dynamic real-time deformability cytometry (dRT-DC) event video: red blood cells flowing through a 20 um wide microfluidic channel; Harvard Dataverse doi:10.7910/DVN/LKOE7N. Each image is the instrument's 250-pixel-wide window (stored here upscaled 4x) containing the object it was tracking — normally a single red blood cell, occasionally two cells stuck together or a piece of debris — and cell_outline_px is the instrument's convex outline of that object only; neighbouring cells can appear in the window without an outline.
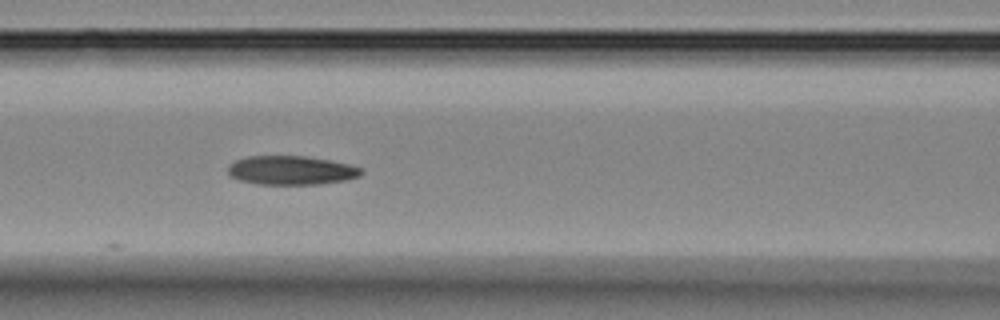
{"species": "Egyptian fruit bat (a non-hibernating species)", "species_latin": "Rousettus aegyptiacus", "temperature_condition": "room temperature", "stored_images_in_passage": 8, "segment_of_instrument_passage": [1, 2], "camera_frame_rate_fps": 3000, "um_per_image_px": 0.085, "animal": {"sex": "female"}, "frame": {"image": 1, "passage_image": 6, "time_ms": 6.333, "image_size_px": [1000, 320], "cell_outline_px": [[364, 172], [360, 176], [344, 180], [320, 184], [256, 184], [240, 180], [232, 176], [228, 172], [228, 164], [236, 160], [248, 156], [304, 156], [328, 160], [348, 164], [364, 168]], "centroid_in_image_um": [24.76, 14.47], "position_along_channel_um": 141.8, "area_um2": 22.43}}
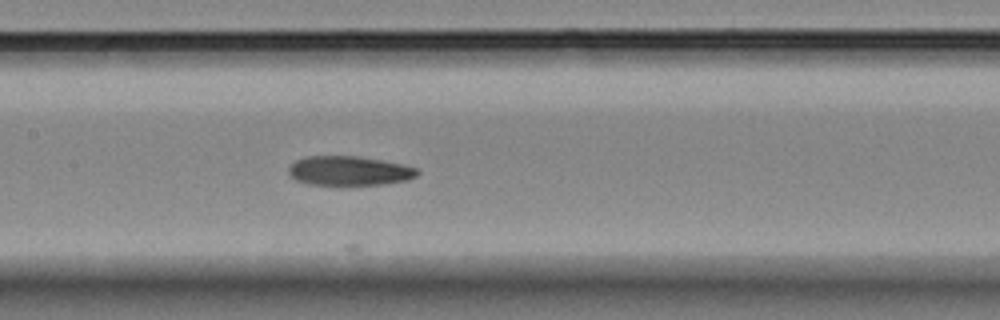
{"frame": {"image": 2, "passage_image": 7, "time_ms": 7.333, "image_size_px": [1000, 320], "cell_outline_px": [[420, 172], [416, 176], [408, 180], [384, 184], [308, 184], [296, 180], [288, 172], [288, 168], [296, 160], [308, 156], [360, 156], [400, 164], [416, 168]], "centroid_in_image_um": [29.68, 14.51], "position_along_channel_um": 177.7, "area_um2": 21.73}}